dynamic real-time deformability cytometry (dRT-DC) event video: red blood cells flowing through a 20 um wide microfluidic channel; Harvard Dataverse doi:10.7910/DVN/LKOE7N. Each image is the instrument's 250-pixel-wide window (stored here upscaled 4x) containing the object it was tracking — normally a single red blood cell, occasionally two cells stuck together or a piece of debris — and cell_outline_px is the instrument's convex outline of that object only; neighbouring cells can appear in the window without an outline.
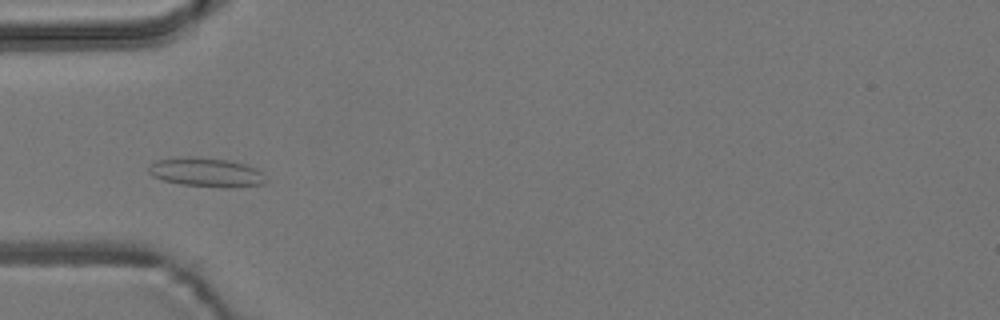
{"species": "common noctule bat (a hibernating species)", "species_latin": "Nyctalus noctula", "temperature_condition": "room temperature", "stored_images_in_passage": 52, "camera_frame_rate_fps": 3000, "um_per_image_px": 0.085, "animal": {"sex": "male", "body_mass_g": 19.2, "forearm_length_mm": 51.8}, "frame": {"image": 1, "passage_image": 15, "time_ms": 4.667, "image_size_px": [1000, 320], "cell_outline_px": [[268, 180], [264, 184], [232, 188], [220, 188], [180, 184], [164, 180], [152, 176], [148, 172], [148, 168], [156, 160], [188, 156], [196, 156], [228, 160], [244, 164], [256, 168]], "centroid_in_image_um": [17.55, 14.65], "position_along_channel_um": 67.5, "area_um2": 20.06}}
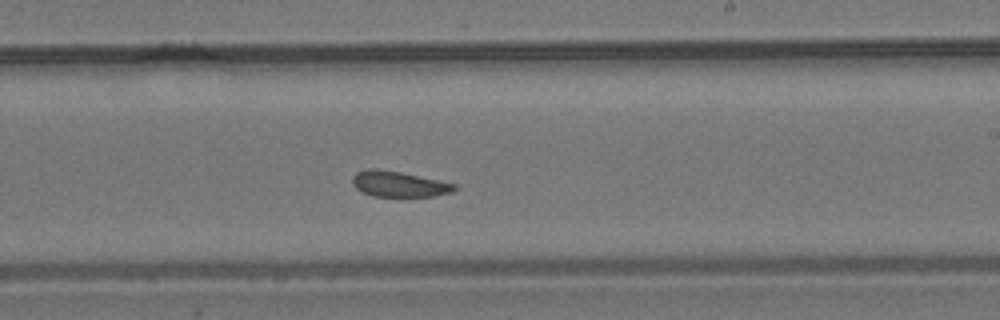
{"frame": {"image": 2, "passage_image": 30, "time_ms": 9.667, "image_size_px": [1000, 320], "cell_outline_px": [[456, 188], [452, 192], [432, 196], [372, 196], [356, 188], [352, 184], [352, 176], [356, 172], [368, 168], [376, 168], [400, 172], [456, 184]], "centroid_in_image_um": [33.86, 15.63], "position_along_channel_um": 255.1, "area_um2": 15.09}}
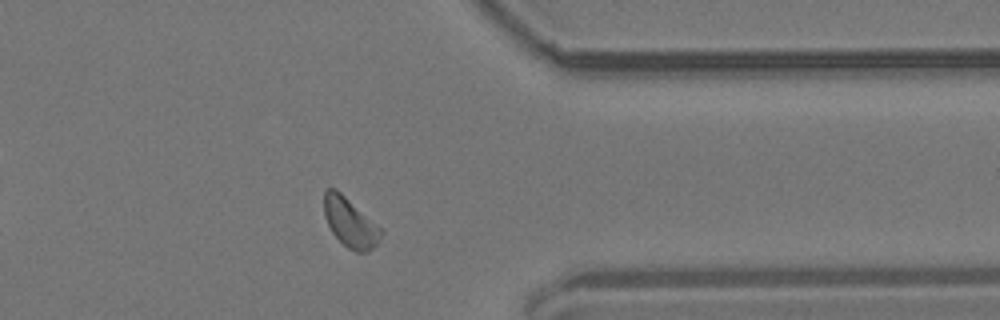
{"frame": {"image": 3, "passage_image": 41, "time_ms": 13.333, "image_size_px": [1000, 320], "cell_outline_px": [[384, 232], [376, 244], [368, 252], [356, 252], [348, 248], [332, 232], [324, 216], [324, 188], [336, 188], [380, 228]], "centroid_in_image_um": [29.73, 18.9], "position_along_channel_um": 381.7, "area_um2": 16.01}, "authors_computed_cell_mechanics": {"area_um2": 16.1262, "velocity_mm_per_s": 3.7501, "shape_relaxation_time_tau1_ms": null, "shape_relaxation_time_tau2_ms": 1.6571, "deformation_change_tau1": null, "deformation_change_tau2": 0.0727}}